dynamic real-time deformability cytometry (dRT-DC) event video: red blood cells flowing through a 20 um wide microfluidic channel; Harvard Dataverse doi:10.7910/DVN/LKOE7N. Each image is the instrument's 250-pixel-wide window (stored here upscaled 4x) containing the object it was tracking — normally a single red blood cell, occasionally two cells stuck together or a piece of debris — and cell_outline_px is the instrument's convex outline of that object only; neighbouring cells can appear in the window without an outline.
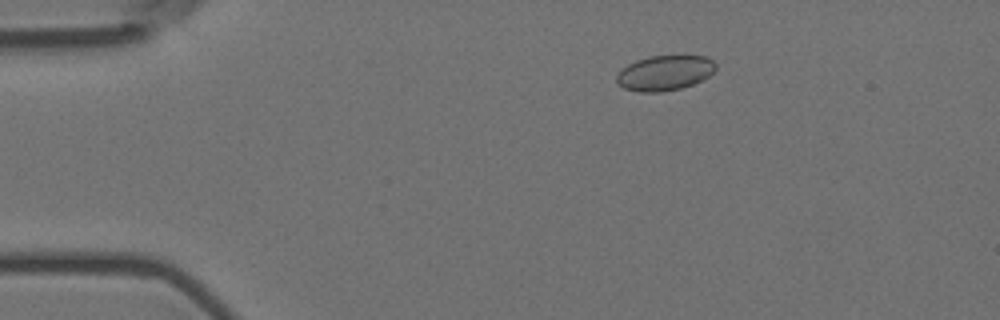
{"species": "Egyptian fruit bat (a non-hibernating species)", "species_latin": "Rousettus aegyptiacus", "temperature_condition": "room temperature", "stored_images_in_passage": 3, "camera_frame_rate_fps": 3000, "um_per_image_px": 0.085, "animal": {"sex": "female"}, "frame": {"image": 1, "passage_image": 1, "time_ms": 0.0, "image_size_px": [1000, 320], "cell_outline_px": [[716, 68], [704, 80], [680, 88], [660, 92], [640, 92], [624, 88], [616, 84], [616, 76], [628, 64], [636, 60], [648, 56], [704, 56], [712, 60], [716, 64]], "centroid_in_image_um": [56.49, 6.2], "position_along_channel_um": 28.5, "area_um2": 20.17}}